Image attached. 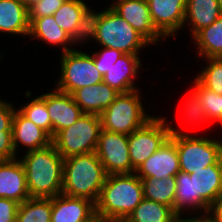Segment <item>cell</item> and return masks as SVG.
Here are the masks:
<instances>
[{
	"label": "cell",
	"mask_w": 222,
	"mask_h": 222,
	"mask_svg": "<svg viewBox=\"0 0 222 222\" xmlns=\"http://www.w3.org/2000/svg\"><path fill=\"white\" fill-rule=\"evenodd\" d=\"M143 185L144 198L166 205L174 209L176 194V177L156 179L140 178Z\"/></svg>",
	"instance_id": "cell-28"
},
{
	"label": "cell",
	"mask_w": 222,
	"mask_h": 222,
	"mask_svg": "<svg viewBox=\"0 0 222 222\" xmlns=\"http://www.w3.org/2000/svg\"><path fill=\"white\" fill-rule=\"evenodd\" d=\"M60 72L55 88L72 94L75 90L103 81L97 70L93 56L78 49L60 53Z\"/></svg>",
	"instance_id": "cell-8"
},
{
	"label": "cell",
	"mask_w": 222,
	"mask_h": 222,
	"mask_svg": "<svg viewBox=\"0 0 222 222\" xmlns=\"http://www.w3.org/2000/svg\"><path fill=\"white\" fill-rule=\"evenodd\" d=\"M16 109L13 102L0 97V133L2 131H12V121Z\"/></svg>",
	"instance_id": "cell-35"
},
{
	"label": "cell",
	"mask_w": 222,
	"mask_h": 222,
	"mask_svg": "<svg viewBox=\"0 0 222 222\" xmlns=\"http://www.w3.org/2000/svg\"><path fill=\"white\" fill-rule=\"evenodd\" d=\"M18 206L16 201L0 198V222H16Z\"/></svg>",
	"instance_id": "cell-36"
},
{
	"label": "cell",
	"mask_w": 222,
	"mask_h": 222,
	"mask_svg": "<svg viewBox=\"0 0 222 222\" xmlns=\"http://www.w3.org/2000/svg\"><path fill=\"white\" fill-rule=\"evenodd\" d=\"M183 130L177 126L170 134L177 147L180 171L191 174L216 164L222 158V139L209 138L208 134L207 137L191 135Z\"/></svg>",
	"instance_id": "cell-5"
},
{
	"label": "cell",
	"mask_w": 222,
	"mask_h": 222,
	"mask_svg": "<svg viewBox=\"0 0 222 222\" xmlns=\"http://www.w3.org/2000/svg\"><path fill=\"white\" fill-rule=\"evenodd\" d=\"M52 198L30 197L18 206L16 222H50Z\"/></svg>",
	"instance_id": "cell-30"
},
{
	"label": "cell",
	"mask_w": 222,
	"mask_h": 222,
	"mask_svg": "<svg viewBox=\"0 0 222 222\" xmlns=\"http://www.w3.org/2000/svg\"><path fill=\"white\" fill-rule=\"evenodd\" d=\"M222 15L218 0H187L184 27H189L192 38Z\"/></svg>",
	"instance_id": "cell-25"
},
{
	"label": "cell",
	"mask_w": 222,
	"mask_h": 222,
	"mask_svg": "<svg viewBox=\"0 0 222 222\" xmlns=\"http://www.w3.org/2000/svg\"><path fill=\"white\" fill-rule=\"evenodd\" d=\"M3 161H4V159L0 156V163L3 162Z\"/></svg>",
	"instance_id": "cell-45"
},
{
	"label": "cell",
	"mask_w": 222,
	"mask_h": 222,
	"mask_svg": "<svg viewBox=\"0 0 222 222\" xmlns=\"http://www.w3.org/2000/svg\"><path fill=\"white\" fill-rule=\"evenodd\" d=\"M25 98L31 100L24 105L17 107V110L35 125L41 127L51 136V120L46 108V92L41 95H35L32 98V91L25 92Z\"/></svg>",
	"instance_id": "cell-31"
},
{
	"label": "cell",
	"mask_w": 222,
	"mask_h": 222,
	"mask_svg": "<svg viewBox=\"0 0 222 222\" xmlns=\"http://www.w3.org/2000/svg\"><path fill=\"white\" fill-rule=\"evenodd\" d=\"M12 137L17 157L18 149L22 147L25 148L24 152H28L48 147L52 143L51 136L45 130L25 118L17 109L12 121Z\"/></svg>",
	"instance_id": "cell-18"
},
{
	"label": "cell",
	"mask_w": 222,
	"mask_h": 222,
	"mask_svg": "<svg viewBox=\"0 0 222 222\" xmlns=\"http://www.w3.org/2000/svg\"><path fill=\"white\" fill-rule=\"evenodd\" d=\"M91 10L84 0H65L53 17L60 28L80 45L88 39Z\"/></svg>",
	"instance_id": "cell-13"
},
{
	"label": "cell",
	"mask_w": 222,
	"mask_h": 222,
	"mask_svg": "<svg viewBox=\"0 0 222 222\" xmlns=\"http://www.w3.org/2000/svg\"><path fill=\"white\" fill-rule=\"evenodd\" d=\"M109 6L151 45L166 40L152 22L147 0H112Z\"/></svg>",
	"instance_id": "cell-12"
},
{
	"label": "cell",
	"mask_w": 222,
	"mask_h": 222,
	"mask_svg": "<svg viewBox=\"0 0 222 222\" xmlns=\"http://www.w3.org/2000/svg\"><path fill=\"white\" fill-rule=\"evenodd\" d=\"M143 199L142 181L135 172L107 175L95 203V212L101 221L127 219Z\"/></svg>",
	"instance_id": "cell-3"
},
{
	"label": "cell",
	"mask_w": 222,
	"mask_h": 222,
	"mask_svg": "<svg viewBox=\"0 0 222 222\" xmlns=\"http://www.w3.org/2000/svg\"><path fill=\"white\" fill-rule=\"evenodd\" d=\"M65 0H42L29 9V18L51 16Z\"/></svg>",
	"instance_id": "cell-34"
},
{
	"label": "cell",
	"mask_w": 222,
	"mask_h": 222,
	"mask_svg": "<svg viewBox=\"0 0 222 222\" xmlns=\"http://www.w3.org/2000/svg\"><path fill=\"white\" fill-rule=\"evenodd\" d=\"M1 48V47H0ZM1 50V49H0ZM2 57H3V54H2V52H0V58L2 59Z\"/></svg>",
	"instance_id": "cell-44"
},
{
	"label": "cell",
	"mask_w": 222,
	"mask_h": 222,
	"mask_svg": "<svg viewBox=\"0 0 222 222\" xmlns=\"http://www.w3.org/2000/svg\"><path fill=\"white\" fill-rule=\"evenodd\" d=\"M139 54H124L112 64L104 75L103 81L119 93H128L138 90L135 80L139 78L142 67ZM139 72V73H138ZM138 77V78H137Z\"/></svg>",
	"instance_id": "cell-19"
},
{
	"label": "cell",
	"mask_w": 222,
	"mask_h": 222,
	"mask_svg": "<svg viewBox=\"0 0 222 222\" xmlns=\"http://www.w3.org/2000/svg\"><path fill=\"white\" fill-rule=\"evenodd\" d=\"M90 53L93 56L97 70L102 74L103 77L109 71L112 64H114L118 58L124 55V53L108 47H102L101 49L99 48L98 51L96 50L93 53Z\"/></svg>",
	"instance_id": "cell-33"
},
{
	"label": "cell",
	"mask_w": 222,
	"mask_h": 222,
	"mask_svg": "<svg viewBox=\"0 0 222 222\" xmlns=\"http://www.w3.org/2000/svg\"><path fill=\"white\" fill-rule=\"evenodd\" d=\"M167 117L156 116L128 136L132 168L136 170L170 137L174 128ZM169 122V123H168Z\"/></svg>",
	"instance_id": "cell-9"
},
{
	"label": "cell",
	"mask_w": 222,
	"mask_h": 222,
	"mask_svg": "<svg viewBox=\"0 0 222 222\" xmlns=\"http://www.w3.org/2000/svg\"><path fill=\"white\" fill-rule=\"evenodd\" d=\"M175 177L176 194L173 212L179 218H186V216L207 217L208 215L197 205V196H194L193 178H190V174L180 171ZM187 211L188 215H186Z\"/></svg>",
	"instance_id": "cell-26"
},
{
	"label": "cell",
	"mask_w": 222,
	"mask_h": 222,
	"mask_svg": "<svg viewBox=\"0 0 222 222\" xmlns=\"http://www.w3.org/2000/svg\"><path fill=\"white\" fill-rule=\"evenodd\" d=\"M187 0H147L156 29L167 39L183 31Z\"/></svg>",
	"instance_id": "cell-14"
},
{
	"label": "cell",
	"mask_w": 222,
	"mask_h": 222,
	"mask_svg": "<svg viewBox=\"0 0 222 222\" xmlns=\"http://www.w3.org/2000/svg\"><path fill=\"white\" fill-rule=\"evenodd\" d=\"M101 222H129L127 219H106Z\"/></svg>",
	"instance_id": "cell-41"
},
{
	"label": "cell",
	"mask_w": 222,
	"mask_h": 222,
	"mask_svg": "<svg viewBox=\"0 0 222 222\" xmlns=\"http://www.w3.org/2000/svg\"><path fill=\"white\" fill-rule=\"evenodd\" d=\"M128 136L123 133L101 130L95 154L103 164L107 175L135 172L129 154Z\"/></svg>",
	"instance_id": "cell-11"
},
{
	"label": "cell",
	"mask_w": 222,
	"mask_h": 222,
	"mask_svg": "<svg viewBox=\"0 0 222 222\" xmlns=\"http://www.w3.org/2000/svg\"><path fill=\"white\" fill-rule=\"evenodd\" d=\"M190 178H193L197 205L208 215L213 203L222 196V158L214 165L191 173Z\"/></svg>",
	"instance_id": "cell-16"
},
{
	"label": "cell",
	"mask_w": 222,
	"mask_h": 222,
	"mask_svg": "<svg viewBox=\"0 0 222 222\" xmlns=\"http://www.w3.org/2000/svg\"><path fill=\"white\" fill-rule=\"evenodd\" d=\"M46 108L51 120V138L60 130L73 125L84 114L72 94L56 88L46 92Z\"/></svg>",
	"instance_id": "cell-15"
},
{
	"label": "cell",
	"mask_w": 222,
	"mask_h": 222,
	"mask_svg": "<svg viewBox=\"0 0 222 222\" xmlns=\"http://www.w3.org/2000/svg\"><path fill=\"white\" fill-rule=\"evenodd\" d=\"M197 56L201 59L222 57V15L192 38ZM198 50V51H197Z\"/></svg>",
	"instance_id": "cell-27"
},
{
	"label": "cell",
	"mask_w": 222,
	"mask_h": 222,
	"mask_svg": "<svg viewBox=\"0 0 222 222\" xmlns=\"http://www.w3.org/2000/svg\"><path fill=\"white\" fill-rule=\"evenodd\" d=\"M120 93L104 81L75 90L72 93L83 113L100 115Z\"/></svg>",
	"instance_id": "cell-23"
},
{
	"label": "cell",
	"mask_w": 222,
	"mask_h": 222,
	"mask_svg": "<svg viewBox=\"0 0 222 222\" xmlns=\"http://www.w3.org/2000/svg\"><path fill=\"white\" fill-rule=\"evenodd\" d=\"M94 9L90 14L87 44H92L93 40L101 47L116 49L124 54H140L145 46L151 45L110 6L100 11Z\"/></svg>",
	"instance_id": "cell-1"
},
{
	"label": "cell",
	"mask_w": 222,
	"mask_h": 222,
	"mask_svg": "<svg viewBox=\"0 0 222 222\" xmlns=\"http://www.w3.org/2000/svg\"><path fill=\"white\" fill-rule=\"evenodd\" d=\"M96 215L95 203L64 194L52 197L50 222H88Z\"/></svg>",
	"instance_id": "cell-20"
},
{
	"label": "cell",
	"mask_w": 222,
	"mask_h": 222,
	"mask_svg": "<svg viewBox=\"0 0 222 222\" xmlns=\"http://www.w3.org/2000/svg\"><path fill=\"white\" fill-rule=\"evenodd\" d=\"M0 156L4 160L17 158L13 147L12 131H2L0 133Z\"/></svg>",
	"instance_id": "cell-37"
},
{
	"label": "cell",
	"mask_w": 222,
	"mask_h": 222,
	"mask_svg": "<svg viewBox=\"0 0 222 222\" xmlns=\"http://www.w3.org/2000/svg\"><path fill=\"white\" fill-rule=\"evenodd\" d=\"M140 92L138 89L120 93L113 103L100 114L102 129L130 135L151 120L154 115L145 111L146 107L142 104Z\"/></svg>",
	"instance_id": "cell-6"
},
{
	"label": "cell",
	"mask_w": 222,
	"mask_h": 222,
	"mask_svg": "<svg viewBox=\"0 0 222 222\" xmlns=\"http://www.w3.org/2000/svg\"><path fill=\"white\" fill-rule=\"evenodd\" d=\"M194 80V81H193ZM190 91L183 103V119L193 127L203 123H216L222 128V95L207 89L193 78ZM185 104V105H184ZM214 121V122H213Z\"/></svg>",
	"instance_id": "cell-10"
},
{
	"label": "cell",
	"mask_w": 222,
	"mask_h": 222,
	"mask_svg": "<svg viewBox=\"0 0 222 222\" xmlns=\"http://www.w3.org/2000/svg\"><path fill=\"white\" fill-rule=\"evenodd\" d=\"M106 176L103 164L95 152L65 158L61 193L96 203Z\"/></svg>",
	"instance_id": "cell-4"
},
{
	"label": "cell",
	"mask_w": 222,
	"mask_h": 222,
	"mask_svg": "<svg viewBox=\"0 0 222 222\" xmlns=\"http://www.w3.org/2000/svg\"><path fill=\"white\" fill-rule=\"evenodd\" d=\"M207 218L210 222H222V196L213 203Z\"/></svg>",
	"instance_id": "cell-38"
},
{
	"label": "cell",
	"mask_w": 222,
	"mask_h": 222,
	"mask_svg": "<svg viewBox=\"0 0 222 222\" xmlns=\"http://www.w3.org/2000/svg\"><path fill=\"white\" fill-rule=\"evenodd\" d=\"M218 3H219V6H220V9L222 11V0H218Z\"/></svg>",
	"instance_id": "cell-43"
},
{
	"label": "cell",
	"mask_w": 222,
	"mask_h": 222,
	"mask_svg": "<svg viewBox=\"0 0 222 222\" xmlns=\"http://www.w3.org/2000/svg\"><path fill=\"white\" fill-rule=\"evenodd\" d=\"M175 222H210L207 217H184L178 218Z\"/></svg>",
	"instance_id": "cell-39"
},
{
	"label": "cell",
	"mask_w": 222,
	"mask_h": 222,
	"mask_svg": "<svg viewBox=\"0 0 222 222\" xmlns=\"http://www.w3.org/2000/svg\"><path fill=\"white\" fill-rule=\"evenodd\" d=\"M23 154L19 160L25 171L30 197L52 198L61 194L64 158L55 146L51 143L48 147Z\"/></svg>",
	"instance_id": "cell-2"
},
{
	"label": "cell",
	"mask_w": 222,
	"mask_h": 222,
	"mask_svg": "<svg viewBox=\"0 0 222 222\" xmlns=\"http://www.w3.org/2000/svg\"><path fill=\"white\" fill-rule=\"evenodd\" d=\"M101 130L100 115L84 113L73 125L60 130L52 144L64 159L95 152Z\"/></svg>",
	"instance_id": "cell-7"
},
{
	"label": "cell",
	"mask_w": 222,
	"mask_h": 222,
	"mask_svg": "<svg viewBox=\"0 0 222 222\" xmlns=\"http://www.w3.org/2000/svg\"><path fill=\"white\" fill-rule=\"evenodd\" d=\"M29 10L19 0H0V34L29 35Z\"/></svg>",
	"instance_id": "cell-24"
},
{
	"label": "cell",
	"mask_w": 222,
	"mask_h": 222,
	"mask_svg": "<svg viewBox=\"0 0 222 222\" xmlns=\"http://www.w3.org/2000/svg\"><path fill=\"white\" fill-rule=\"evenodd\" d=\"M88 222H101V219L97 216V215H95L90 221H88Z\"/></svg>",
	"instance_id": "cell-42"
},
{
	"label": "cell",
	"mask_w": 222,
	"mask_h": 222,
	"mask_svg": "<svg viewBox=\"0 0 222 222\" xmlns=\"http://www.w3.org/2000/svg\"><path fill=\"white\" fill-rule=\"evenodd\" d=\"M178 218L171 207L144 198L127 220L129 222H175Z\"/></svg>",
	"instance_id": "cell-29"
},
{
	"label": "cell",
	"mask_w": 222,
	"mask_h": 222,
	"mask_svg": "<svg viewBox=\"0 0 222 222\" xmlns=\"http://www.w3.org/2000/svg\"><path fill=\"white\" fill-rule=\"evenodd\" d=\"M30 28L28 39L41 40L51 46H61V53L74 50L79 45L56 23L53 15L41 18H29ZM73 45V46H72ZM75 45V46H74ZM73 47V48H72Z\"/></svg>",
	"instance_id": "cell-22"
},
{
	"label": "cell",
	"mask_w": 222,
	"mask_h": 222,
	"mask_svg": "<svg viewBox=\"0 0 222 222\" xmlns=\"http://www.w3.org/2000/svg\"><path fill=\"white\" fill-rule=\"evenodd\" d=\"M180 172L179 156L175 142L169 137L165 143L154 152L135 173L139 178H167Z\"/></svg>",
	"instance_id": "cell-17"
},
{
	"label": "cell",
	"mask_w": 222,
	"mask_h": 222,
	"mask_svg": "<svg viewBox=\"0 0 222 222\" xmlns=\"http://www.w3.org/2000/svg\"><path fill=\"white\" fill-rule=\"evenodd\" d=\"M21 4L27 8L28 10L33 7L36 3L42 1V0H19Z\"/></svg>",
	"instance_id": "cell-40"
},
{
	"label": "cell",
	"mask_w": 222,
	"mask_h": 222,
	"mask_svg": "<svg viewBox=\"0 0 222 222\" xmlns=\"http://www.w3.org/2000/svg\"><path fill=\"white\" fill-rule=\"evenodd\" d=\"M201 60L207 65L202 66L195 79L207 89L222 95V57Z\"/></svg>",
	"instance_id": "cell-32"
},
{
	"label": "cell",
	"mask_w": 222,
	"mask_h": 222,
	"mask_svg": "<svg viewBox=\"0 0 222 222\" xmlns=\"http://www.w3.org/2000/svg\"><path fill=\"white\" fill-rule=\"evenodd\" d=\"M0 198L19 204L30 198L25 171L19 157L0 163Z\"/></svg>",
	"instance_id": "cell-21"
}]
</instances>
